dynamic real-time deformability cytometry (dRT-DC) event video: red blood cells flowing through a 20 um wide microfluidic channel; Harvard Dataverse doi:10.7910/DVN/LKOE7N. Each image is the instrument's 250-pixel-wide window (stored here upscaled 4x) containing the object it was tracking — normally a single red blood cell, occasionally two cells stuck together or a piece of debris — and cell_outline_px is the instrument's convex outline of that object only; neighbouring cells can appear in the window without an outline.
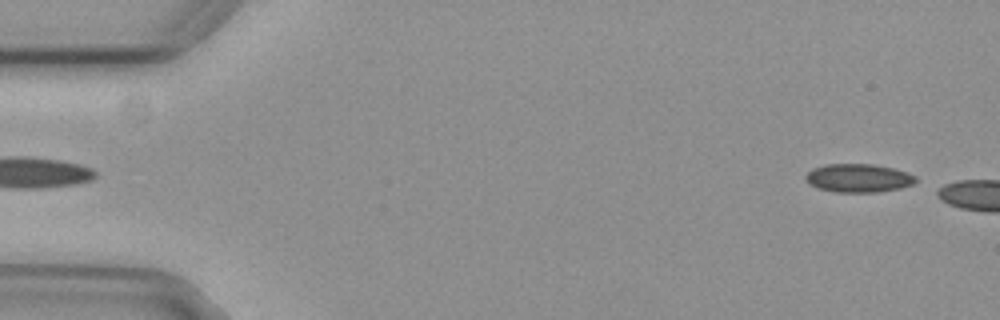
{"species": "common noctule bat (a hibernating species)", "species_latin": "Nyctalus noctula", "temperature_condition": "cold", "stored_images_in_passage": 6, "camera_frame_rate_fps": 3000, "um_per_image_px": 0.085, "animal": {"sex": "female", "body_mass_g": 29.2, "forearm_length_mm": 56.3}, "frame": {"image": 1, "passage_image": 2, "time_ms": 0.333, "image_size_px": [1000, 320], "cell_outline_px": [[916, 180], [912, 184], [900, 188], [880, 192], [836, 192], [820, 188], [808, 184], [804, 180], [804, 176], [812, 168], [824, 164], [872, 164], [892, 168], [908, 172], [916, 176]], "centroid_in_image_um": [72.94, 15.13], "position_along_channel_um": 12.1, "area_um2": 18.32}}